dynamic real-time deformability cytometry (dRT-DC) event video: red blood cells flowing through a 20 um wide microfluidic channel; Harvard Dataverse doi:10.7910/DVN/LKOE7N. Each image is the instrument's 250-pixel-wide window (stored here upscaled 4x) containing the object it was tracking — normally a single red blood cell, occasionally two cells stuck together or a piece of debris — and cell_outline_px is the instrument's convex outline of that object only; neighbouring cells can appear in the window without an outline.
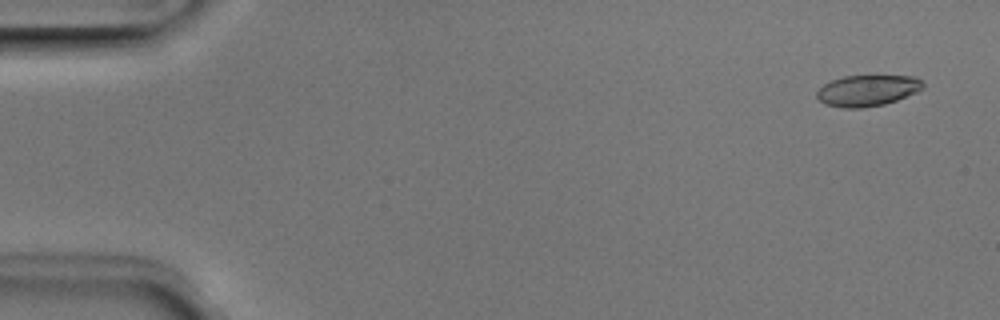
{"species": "Egyptian fruit bat (a non-hibernating species)", "species_latin": "Rousettus aegyptiacus", "temperature_condition": "room temperature", "stored_images_in_passage": 6, "camera_frame_rate_fps": 3000, "um_per_image_px": 0.085, "animal": {"sex": "male"}, "frame": {"image": 1, "passage_image": 1, "time_ms": 0.0, "image_size_px": [1000, 320], "cell_outline_px": [[924, 88], [916, 92], [896, 100], [884, 104], [860, 108], [844, 108], [824, 104], [816, 96], [816, 92], [824, 84], [832, 80], [844, 76], [916, 76], [924, 84]], "centroid_in_image_um": [73.72, 7.69], "position_along_channel_um": 11.3, "area_um2": 19.13}}
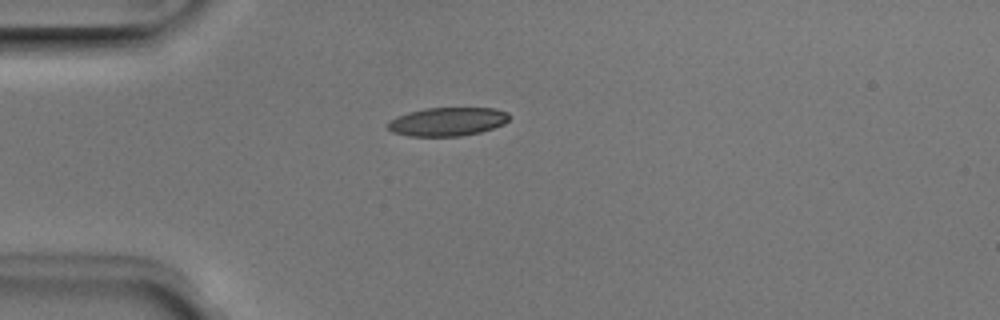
{"frame": {"image": 2, "passage_image": 4, "time_ms": 1.0, "image_size_px": [1000, 320], "cell_outline_px": [[508, 120], [504, 124], [480, 132], [460, 136], [408, 136], [392, 132], [388, 128], [388, 124], [396, 116], [408, 112], [424, 108], [492, 108], [508, 112]], "centroid_in_image_um": [38.02, 10.34], "position_along_channel_um": 47.0, "area_um2": 20.11}}